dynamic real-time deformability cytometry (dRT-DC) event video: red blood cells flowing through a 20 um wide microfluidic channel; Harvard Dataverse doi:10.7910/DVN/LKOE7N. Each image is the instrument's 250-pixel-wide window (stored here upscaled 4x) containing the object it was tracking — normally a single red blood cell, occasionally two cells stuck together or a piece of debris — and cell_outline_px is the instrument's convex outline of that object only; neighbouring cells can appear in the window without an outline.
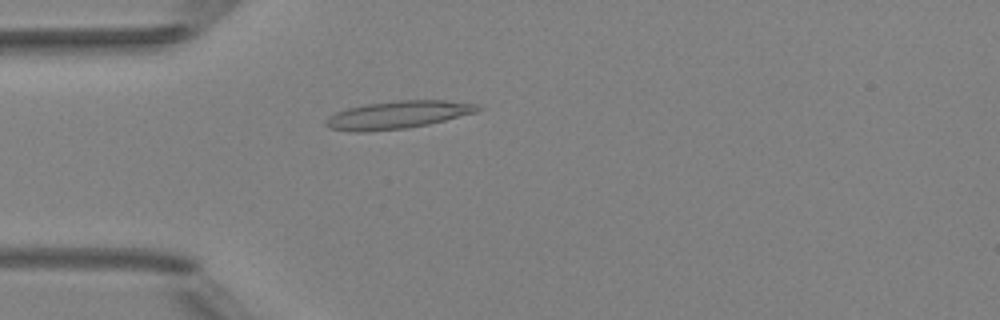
{"species": "Egyptian fruit bat (a non-hibernating species)", "species_latin": "Rousettus aegyptiacus", "temperature_condition": "room temperature", "stored_images_in_passage": 4, "camera_frame_rate_fps": 3000, "um_per_image_px": 0.085, "animal": {"sex": "female"}, "frame": {"image": 1, "passage_image": 4, "time_ms": 3.333, "image_size_px": [1000, 320], "cell_outline_px": [[484, 108], [476, 112], [428, 124], [404, 128], [368, 132], [352, 132], [328, 128], [324, 124], [324, 120], [328, 116], [336, 112], [348, 108], [364, 104], [400, 100], [444, 100], [480, 104]], "centroid_in_image_um": [33.78, 9.76], "position_along_channel_um": 51.2, "area_um2": 24.68}}